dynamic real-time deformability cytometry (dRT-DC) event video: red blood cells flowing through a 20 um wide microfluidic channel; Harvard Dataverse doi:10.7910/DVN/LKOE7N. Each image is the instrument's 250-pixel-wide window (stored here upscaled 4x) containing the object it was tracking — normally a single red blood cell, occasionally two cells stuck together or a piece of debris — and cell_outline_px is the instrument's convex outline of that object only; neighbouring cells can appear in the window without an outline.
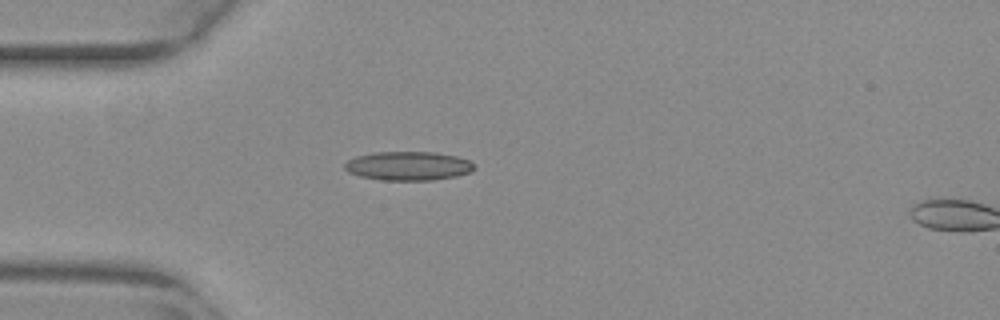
{"species": "common noctule bat (a hibernating species)", "species_latin": "Nyctalus noctula", "temperature_condition": "warm", "stored_images_in_passage": 17, "camera_frame_rate_fps": 3000, "um_per_image_px": 0.085, "animal": {"sex": "female", "body_mass_g": 29.2, "forearm_length_mm": 56.3}, "frame": {"image": 1, "passage_image": 15, "time_ms": 4.667, "image_size_px": [1000, 320], "cell_outline_px": [[472, 172], [456, 176], [432, 180], [380, 180], [360, 176], [348, 172], [344, 168], [344, 164], [348, 160], [356, 156], [372, 152], [436, 152], [456, 156], [468, 160], [472, 164]], "centroid_in_image_um": [34.66, 14.1], "position_along_channel_um": 50.3, "area_um2": 21.79}}